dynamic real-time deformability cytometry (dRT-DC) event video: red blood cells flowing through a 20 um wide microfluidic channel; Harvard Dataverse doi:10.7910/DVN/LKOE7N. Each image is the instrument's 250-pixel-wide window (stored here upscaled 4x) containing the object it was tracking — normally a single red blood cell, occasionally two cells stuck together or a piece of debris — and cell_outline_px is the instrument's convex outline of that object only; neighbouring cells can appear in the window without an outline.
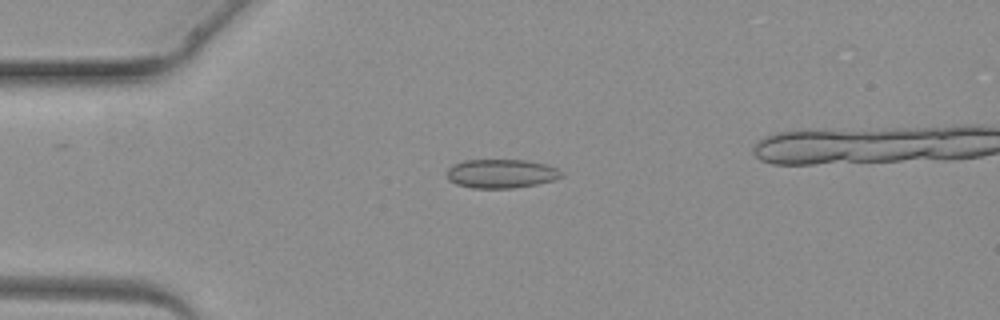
{"species": "common noctule bat (a hibernating species)", "species_latin": "Nyctalus noctula", "temperature_condition": "warm", "stored_images_in_passage": 3, "camera_frame_rate_fps": 3000, "um_per_image_px": 0.085, "animal": {"sex": "female", "body_mass_g": 19.3, "forearm_length_mm": 54.1}, "frame": {"image": 1, "passage_image": 2, "time_ms": 2.0, "image_size_px": [1000, 320], "cell_outline_px": [[564, 176], [552, 180], [536, 184], [512, 188], [472, 188], [456, 184], [448, 180], [448, 168], [452, 164], [464, 160], [524, 160], [544, 164], [556, 168]], "centroid_in_image_um": [42.55, 14.76], "position_along_channel_um": 42.4, "area_um2": 19.13}}